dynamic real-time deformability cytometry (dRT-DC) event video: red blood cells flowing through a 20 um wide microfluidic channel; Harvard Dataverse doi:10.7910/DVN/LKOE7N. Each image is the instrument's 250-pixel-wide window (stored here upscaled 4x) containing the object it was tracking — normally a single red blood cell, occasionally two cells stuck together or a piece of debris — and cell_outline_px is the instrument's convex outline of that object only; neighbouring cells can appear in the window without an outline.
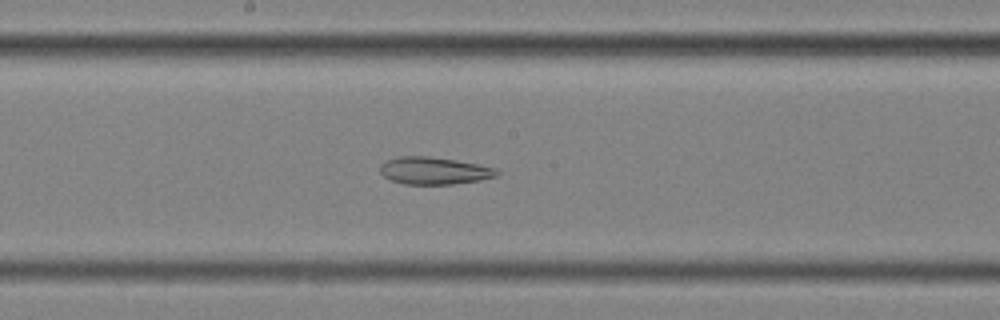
{"species": "common noctule bat (a hibernating species)", "species_latin": "Nyctalus noctula", "temperature_condition": "cold", "stored_images_in_passage": 58, "segment_of_instrument_passage": [2, 2], "camera_frame_rate_fps": 3000, "um_per_image_px": 0.085, "animal": {"sex": "female", "body_mass_g": 25.1}, "frame": {"image": 1, "passage_image": 32, "time_ms": 10.333, "image_size_px": [1000, 320], "cell_outline_px": [[500, 172], [496, 176], [480, 180], [452, 184], [404, 184], [392, 180], [384, 176], [380, 172], [380, 164], [388, 160], [400, 156], [428, 156], [456, 160], [480, 164], [496, 168]], "centroid_in_image_um": [36.92, 14.5], "position_along_channel_um": 211.3, "area_um2": 18.55}}
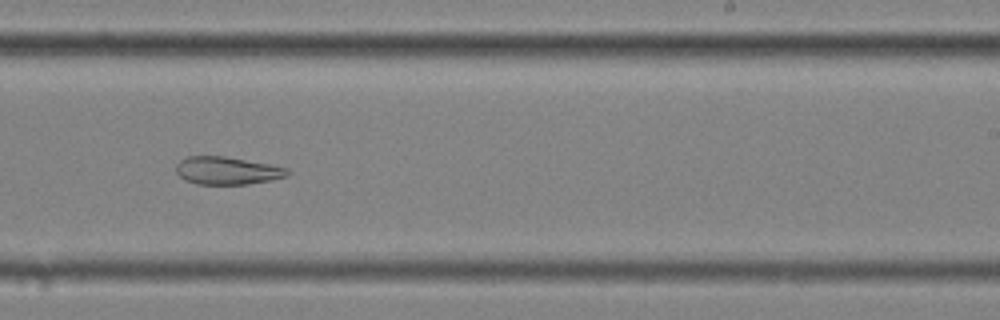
{"frame": {"image": 2, "passage_image": 37, "time_ms": 12.0, "image_size_px": [1000, 320], "cell_outline_px": [[292, 172], [288, 176], [272, 180], [248, 184], [196, 184], [184, 180], [176, 172], [176, 164], [180, 160], [188, 156], [224, 156], [268, 164], [288, 168]], "centroid_in_image_um": [19.32, 14.51], "position_along_channel_um": 269.7, "area_um2": 18.09}}
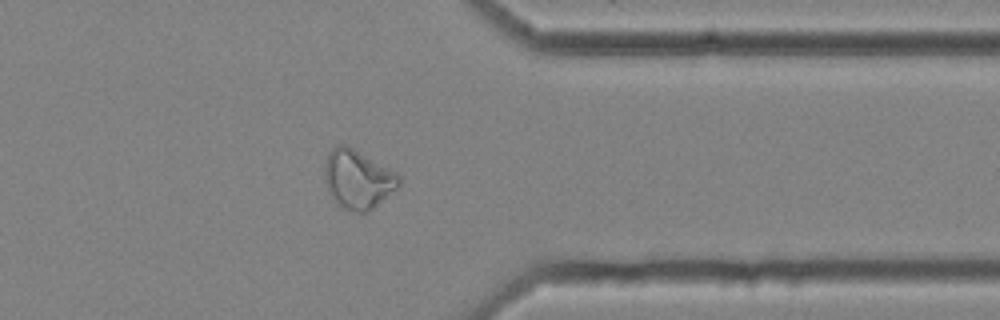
{"frame": {"image": 3, "passage_image": 47, "time_ms": 15.333, "image_size_px": [1000, 320], "cell_outline_px": [[400, 184], [396, 188], [368, 212], [352, 212], [340, 208], [336, 204], [328, 192], [324, 180], [324, 164], [328, 152], [336, 144], [344, 144], [352, 148], [396, 172], [400, 176]], "centroid_in_image_um": [30.36, 15.25], "position_along_channel_um": 381.0, "area_um2": 25.55}}